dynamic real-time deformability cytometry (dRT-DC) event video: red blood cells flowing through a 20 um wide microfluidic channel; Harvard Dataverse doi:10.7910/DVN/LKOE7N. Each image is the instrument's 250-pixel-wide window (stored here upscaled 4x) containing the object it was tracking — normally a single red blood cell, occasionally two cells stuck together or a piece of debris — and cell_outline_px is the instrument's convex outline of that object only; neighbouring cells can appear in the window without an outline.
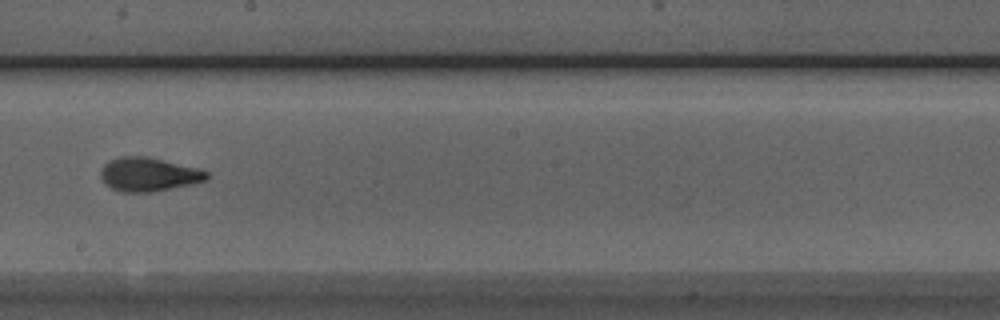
{"species": "Egyptian fruit bat (a non-hibernating species)", "species_latin": "Rousettus aegyptiacus", "temperature_condition": "room temperature", "stored_images_in_passage": 9, "camera_frame_rate_fps": 3000, "um_per_image_px": 0.085, "animal": {"sex": "male"}, "frame": {"image": 1, "passage_image": 9, "time_ms": 9.0, "image_size_px": [1000, 320], "cell_outline_px": [[208, 180], [192, 184], [152, 192], [120, 192], [104, 184], [100, 176], [100, 172], [104, 164], [108, 160], [120, 156], [148, 156], [204, 168], [208, 172]], "centroid_in_image_um": [12.67, 14.81], "position_along_channel_um": 235.5, "area_um2": 21.44}}